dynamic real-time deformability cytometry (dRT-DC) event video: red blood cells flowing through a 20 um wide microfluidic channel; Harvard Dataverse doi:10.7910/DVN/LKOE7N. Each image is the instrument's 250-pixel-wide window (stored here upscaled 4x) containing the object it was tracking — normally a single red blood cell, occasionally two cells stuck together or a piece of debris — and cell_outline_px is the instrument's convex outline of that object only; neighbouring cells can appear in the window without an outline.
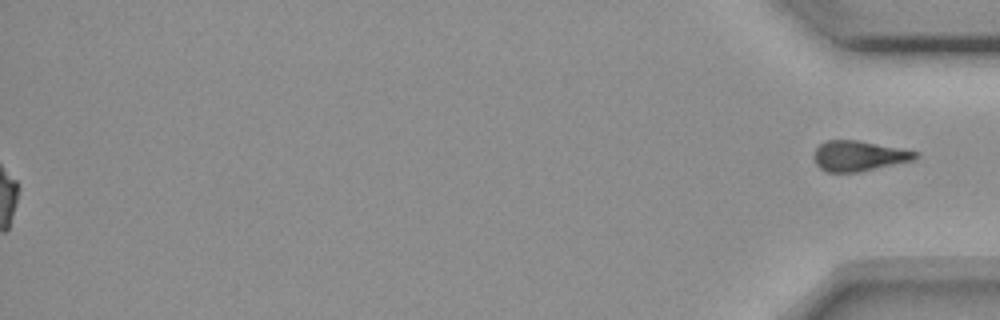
{"species": "common noctule bat (a hibernating species)", "species_latin": "Nyctalus noctula", "temperature_condition": "room temperature", "stored_images_in_passage": 47, "segment_of_instrument_passage": [2, 2], "camera_frame_rate_fps": 3000, "um_per_image_px": 0.085, "animal": {"sex": "female", "body_mass_g": 18.4}, "frame": {"image": 1, "passage_image": 47, "time_ms": 15.333, "image_size_px": [1000, 320], "cell_outline_px": [[920, 156], [912, 160], [856, 172], [828, 172], [820, 168], [816, 164], [812, 156], [816, 148], [824, 140], [856, 140], [920, 152]], "centroid_in_image_um": [72.95, 13.24], "position_along_channel_um": 362.2, "area_um2": 17.74}}